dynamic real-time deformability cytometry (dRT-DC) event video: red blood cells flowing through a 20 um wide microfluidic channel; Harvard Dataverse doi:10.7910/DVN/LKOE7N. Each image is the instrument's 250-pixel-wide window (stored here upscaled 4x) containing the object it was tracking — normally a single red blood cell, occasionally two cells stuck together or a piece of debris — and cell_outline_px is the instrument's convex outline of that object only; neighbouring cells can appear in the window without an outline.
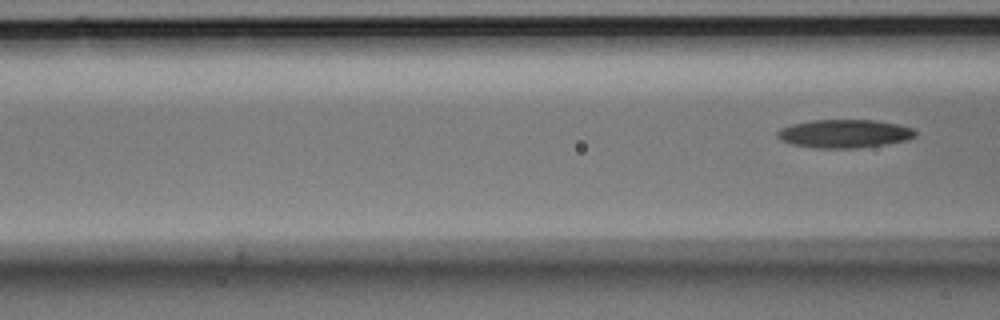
{"species": "Egyptian fruit bat (a non-hibernating species)", "species_latin": "Rousettus aegyptiacus", "temperature_condition": "room temperature", "stored_images_in_passage": 4, "segment_of_instrument_passage": [2, 2], "camera_frame_rate_fps": 3000, "um_per_image_px": 0.085, "animal": {"sex": "male"}, "frame": {"image": 1, "passage_image": 4, "time_ms": 1.0, "image_size_px": [1000, 320], "cell_outline_px": [[916, 136], [908, 140], [888, 144], [856, 148], [816, 148], [792, 144], [780, 140], [776, 136], [776, 132], [780, 128], [792, 124], [812, 120], [872, 120], [896, 124], [912, 128], [916, 132]], "centroid_in_image_um": [71.75, 11.37], "position_along_channel_um": 94.8, "area_um2": 22.83}}